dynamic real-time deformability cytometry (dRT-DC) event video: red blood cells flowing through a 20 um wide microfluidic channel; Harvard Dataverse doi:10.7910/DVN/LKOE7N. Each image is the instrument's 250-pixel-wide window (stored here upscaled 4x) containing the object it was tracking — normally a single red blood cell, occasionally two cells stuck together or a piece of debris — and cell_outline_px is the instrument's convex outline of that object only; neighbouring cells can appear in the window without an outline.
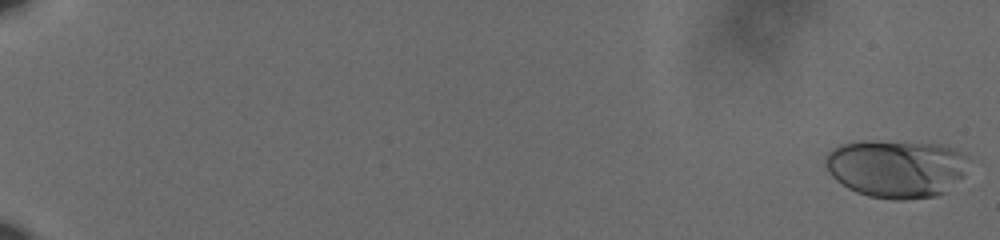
{"species": "human", "species_latin": "Homo sapiens", "temperature_condition": "cold", "stored_images_in_passage": 60, "camera_frame_rate_fps": 3000, "um_per_image_px": 0.085, "donor": {"sex": "male"}, "frame": {"image": 1, "passage_image": 1, "time_ms": 0.0, "image_size_px": [1000, 240], "cell_outline_px": [[968, 156], [964, 176], [944, 192], [936, 196], [904, 200], [892, 200], [868, 196], [856, 192], [848, 188], [836, 180], [828, 172], [824, 164], [824, 160], [828, 152], [832, 148], [840, 144], [856, 140], [880, 140], [940, 144], [964, 152]], "centroid_in_image_um": [76.16, 14.3], "position_along_channel_um": 8.8, "area_um2": 49.19}}
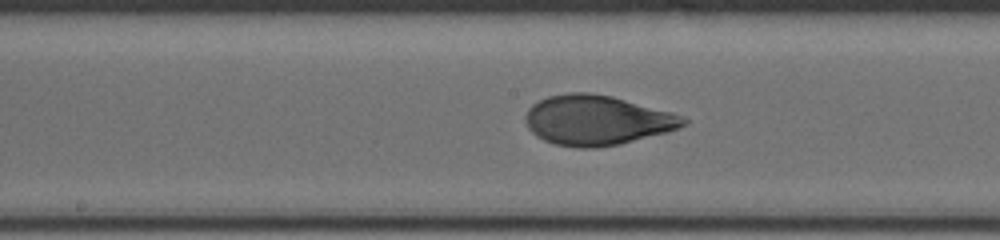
{"frame": {"image": 2, "passage_image": 35, "time_ms": 11.333, "image_size_px": [1000, 240], "cell_outline_px": [[688, 124], [680, 128], [668, 132], [620, 144], [596, 148], [580, 148], [556, 144], [544, 140], [536, 136], [528, 128], [524, 120], [524, 116], [528, 108], [532, 104], [548, 96], [568, 92], [588, 92], [612, 96], [672, 112], [688, 120]], "centroid_in_image_um": [50.73, 10.22], "position_along_channel_um": 197.5, "area_um2": 46.12}}
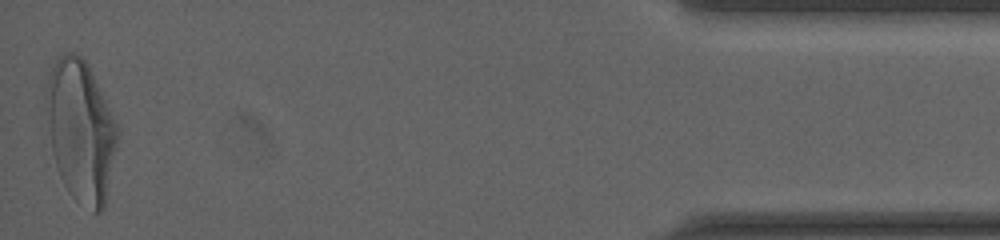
{"frame": {"image": 3, "passage_image": 60, "time_ms": 19.667, "image_size_px": [1000, 240], "cell_outline_px": [[116, 148], [104, 208], [100, 212], [92, 212], [72, 196], [68, 192], [60, 176], [52, 152], [48, 128], [44, 96], [44, 92], [48, 76], [56, 56], [64, 52], [72, 52], [80, 56], [88, 64], [116, 124]], "centroid_in_image_um": [6.81, 11.08], "position_along_channel_um": 428.4, "area_um2": 58.26}, "authors_computed_cell_mechanics": {"area_um2": 45.4597, "velocity_mm_per_s": 3.6226, "shape_relaxation_time_tau1_ms": 4.3014, "shape_relaxation_time_tau2_ms": null, "deformation_change_tau1": 0.1866, "deformation_change_tau2": null}}